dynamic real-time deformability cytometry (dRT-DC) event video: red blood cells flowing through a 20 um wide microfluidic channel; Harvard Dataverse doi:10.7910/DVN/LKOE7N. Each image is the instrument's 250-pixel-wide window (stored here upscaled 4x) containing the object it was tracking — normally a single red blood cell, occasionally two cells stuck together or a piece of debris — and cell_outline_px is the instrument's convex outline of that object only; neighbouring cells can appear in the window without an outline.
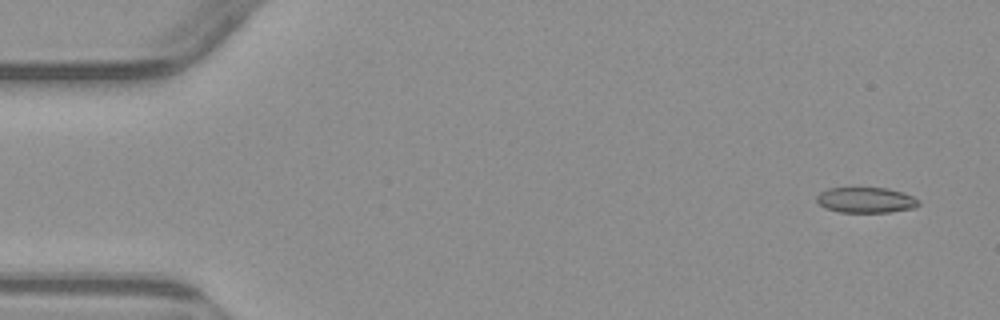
{"species": "common noctule bat (a hibernating species)", "species_latin": "Nyctalus noctula", "temperature_condition": "warm", "stored_images_in_passage": 4, "camera_frame_rate_fps": 3000, "um_per_image_px": 0.085, "animal": {"sex": "male", "body_mass_g": 23.1, "forearm_length_mm": 52.7}, "frame": {"image": 1, "passage_image": 1, "time_ms": 0.0, "image_size_px": [1000, 320], "cell_outline_px": [[920, 204], [916, 208], [888, 212], [840, 212], [824, 208], [816, 200], [816, 196], [820, 192], [828, 188], [888, 188], [912, 196], [920, 200]], "centroid_in_image_um": [73.6, 17.01], "position_along_channel_um": 11.4, "area_um2": 15.2}}
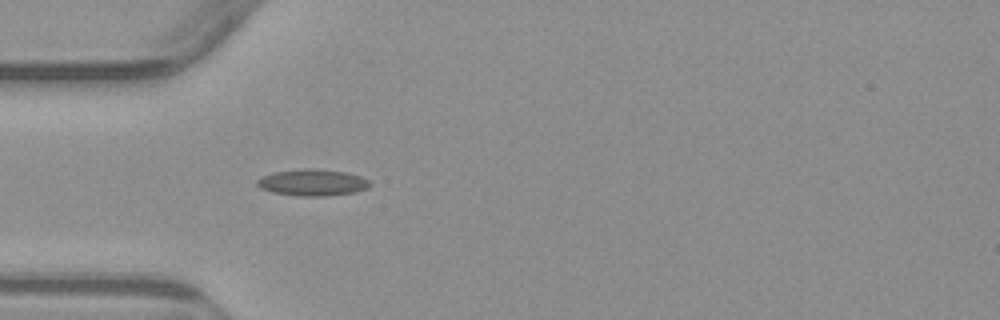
{"frame": {"image": 2, "passage_image": 4, "time_ms": 4.333, "image_size_px": [1000, 320], "cell_outline_px": [[372, 184], [368, 188], [356, 192], [324, 196], [300, 196], [272, 192], [260, 188], [256, 184], [256, 180], [264, 176], [276, 172], [304, 168], [316, 168], [348, 172], [360, 176], [368, 180]], "centroid_in_image_um": [26.6, 15.51], "position_along_channel_um": 58.4, "area_um2": 17.51}}